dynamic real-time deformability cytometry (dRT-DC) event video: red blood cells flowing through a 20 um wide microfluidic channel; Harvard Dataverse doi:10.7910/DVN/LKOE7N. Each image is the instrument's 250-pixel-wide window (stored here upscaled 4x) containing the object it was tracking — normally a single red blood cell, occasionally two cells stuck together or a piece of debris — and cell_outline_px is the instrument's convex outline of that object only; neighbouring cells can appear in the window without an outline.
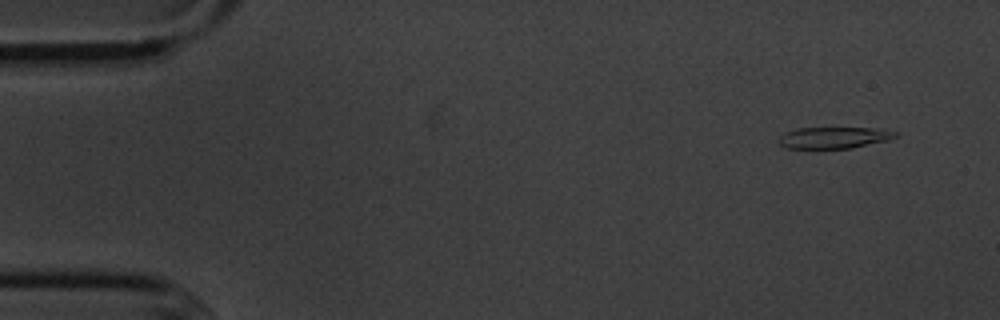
{"species": "common noctule bat (a hibernating species)", "species_latin": "Nyctalus noctula", "temperature_condition": "cold", "stored_images_in_passage": 5, "camera_frame_rate_fps": 3000, "um_per_image_px": 0.085, "animal": {"sex": "male", "body_mass_g": 20.1, "forearm_length_mm": 53.5}, "frame": {"image": 1, "passage_image": 1, "time_ms": 0.0, "image_size_px": [1000, 320], "cell_outline_px": [[896, 136], [888, 140], [852, 148], [788, 148], [780, 144], [780, 136], [784, 132], [796, 128], [884, 128], [896, 132]], "centroid_in_image_um": [70.91, 11.69], "position_along_channel_um": 14.1, "area_um2": 14.51}}
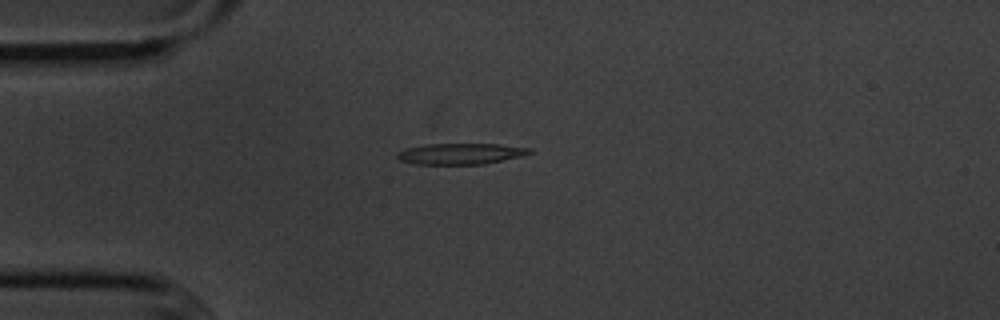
{"frame": {"image": 2, "passage_image": 4, "time_ms": 3.333, "image_size_px": [1000, 320], "cell_outline_px": [[532, 152], [520, 156], [484, 164], [416, 164], [400, 160], [396, 156], [396, 152], [408, 148], [424, 144], [500, 144], [532, 148]], "centroid_in_image_um": [39.14, 13.06], "position_along_channel_um": 45.9, "area_um2": 16.13}}
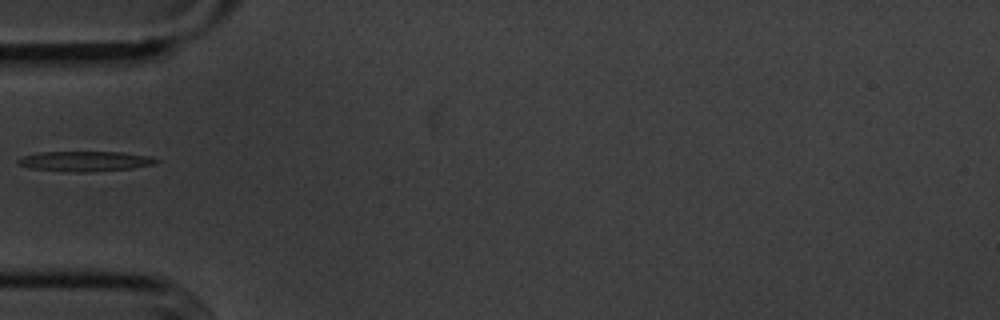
{"frame": {"image": 3, "passage_image": 5, "time_ms": 4.667, "image_size_px": [1000, 320], "cell_outline_px": [[160, 160], [152, 164], [132, 168], [88, 172], [68, 172], [28, 168], [16, 164], [16, 160], [24, 156], [40, 152], [120, 152], [152, 156]], "centroid_in_image_um": [7.19, 13.71], "position_along_channel_um": 77.8, "area_um2": 16.24}}